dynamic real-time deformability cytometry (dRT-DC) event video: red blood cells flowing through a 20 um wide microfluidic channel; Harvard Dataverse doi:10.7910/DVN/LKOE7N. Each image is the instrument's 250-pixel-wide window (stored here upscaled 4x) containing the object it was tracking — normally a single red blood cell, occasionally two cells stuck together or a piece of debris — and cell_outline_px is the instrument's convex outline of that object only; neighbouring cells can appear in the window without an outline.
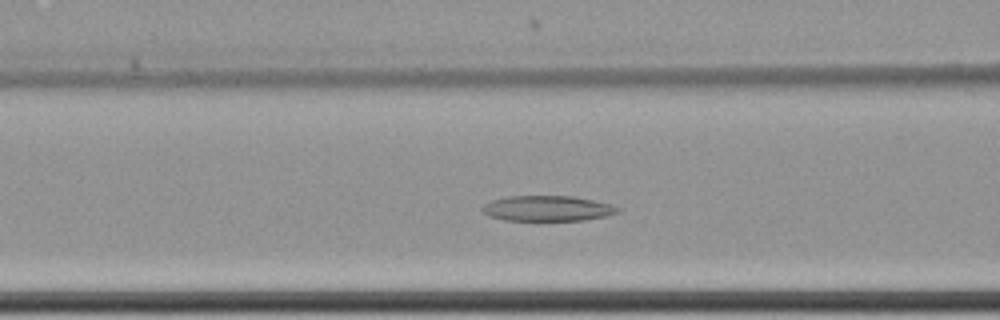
{"species": "common noctule bat (a hibernating species)", "species_latin": "Nyctalus noctula", "temperature_condition": "cold", "stored_images_in_passage": 53, "camera_frame_rate_fps": 3000, "um_per_image_px": 0.085, "animal": {"sex": "female", "body_mass_g": 22.7, "forearm_length_mm": 54.2}, "frame": {"image": 1, "passage_image": 20, "time_ms": 6.333, "image_size_px": [1000, 320], "cell_outline_px": [[620, 212], [608, 216], [584, 220], [504, 220], [488, 216], [480, 208], [484, 204], [492, 200], [508, 196], [572, 196], [612, 204], [620, 208]], "centroid_in_image_um": [46.55, 17.71], "position_along_channel_um": 120.1, "area_um2": 20.11}}
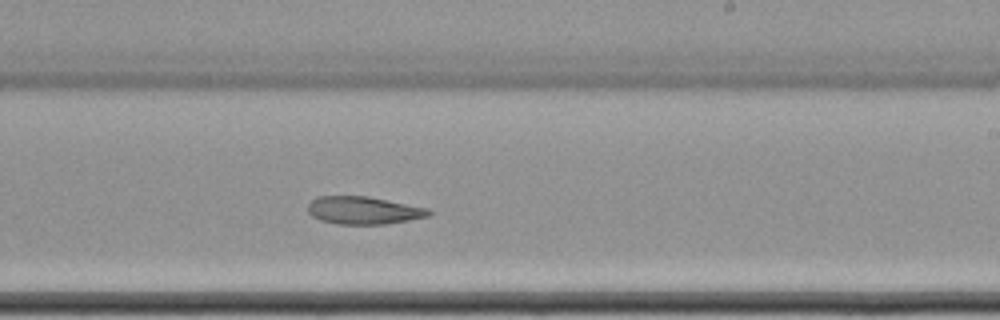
{"frame": {"image": 2, "passage_image": 32, "time_ms": 10.333, "image_size_px": [1000, 320], "cell_outline_px": [[432, 212], [428, 216], [408, 220], [384, 224], [336, 224], [320, 220], [312, 216], [308, 212], [308, 204], [316, 196], [368, 196], [428, 208]], "centroid_in_image_um": [30.87, 17.88], "position_along_channel_um": 258.1, "area_um2": 19.48}}
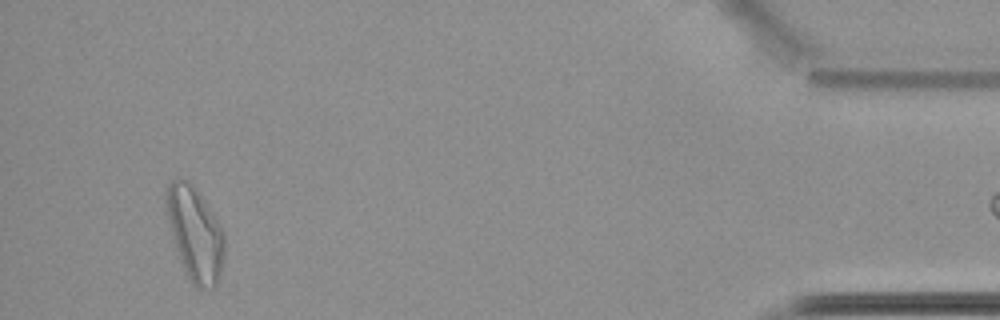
{"frame": {"image": 3, "passage_image": 52, "time_ms": 17.0, "image_size_px": [1000, 320], "cell_outline_px": [[224, 252], [220, 272], [216, 284], [212, 288], [196, 288], [192, 284], [180, 260], [176, 248], [168, 220], [164, 196], [168, 184], [172, 180], [188, 180], [204, 200], [212, 212], [224, 232]], "centroid_in_image_um": [16.57, 19.86], "position_along_channel_um": 418.6, "area_um2": 31.21}}